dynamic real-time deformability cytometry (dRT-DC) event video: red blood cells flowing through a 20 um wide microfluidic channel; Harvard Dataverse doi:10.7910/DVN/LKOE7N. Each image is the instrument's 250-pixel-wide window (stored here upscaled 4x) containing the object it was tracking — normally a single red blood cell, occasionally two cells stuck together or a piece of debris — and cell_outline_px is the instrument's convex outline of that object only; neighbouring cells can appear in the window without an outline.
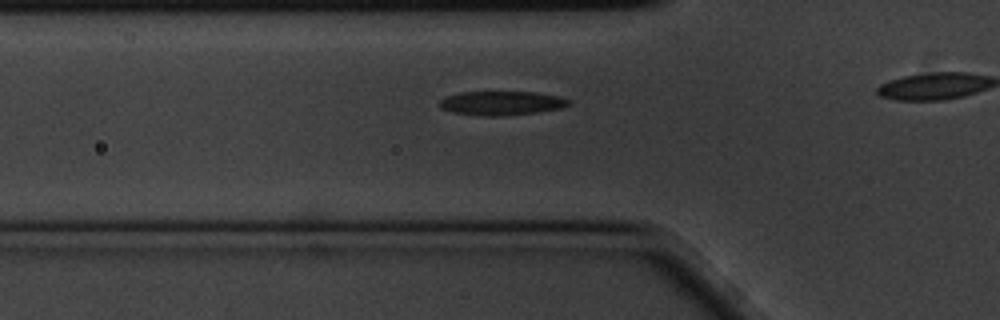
{"species": "common noctule bat (a hibernating species)", "species_latin": "Nyctalus noctula", "temperature_condition": "cold", "stored_images_in_passage": 17, "camera_frame_rate_fps": 3000, "um_per_image_px": 0.085, "animal": {"sex": "male", "body_mass_g": 20.1, "forearm_length_mm": 53.5}, "frame": {"image": 1, "passage_image": 12, "time_ms": 3.667, "image_size_px": [1000, 320], "cell_outline_px": [[572, 104], [560, 108], [536, 112], [496, 116], [484, 116], [452, 112], [440, 108], [436, 104], [444, 96], [460, 92], [536, 92], [560, 96], [572, 100]], "centroid_in_image_um": [42.61, 8.75], "position_along_channel_um": 83.2, "area_um2": 18.26}}
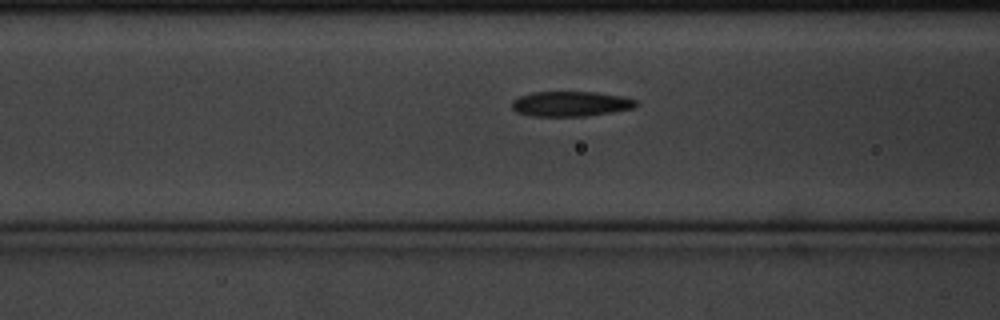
{"frame": {"image": 2, "passage_image": 15, "time_ms": 4.667, "image_size_px": [1000, 320], "cell_outline_px": [[640, 104], [636, 108], [612, 112], [584, 116], [532, 116], [516, 112], [512, 108], [512, 100], [520, 96], [532, 92], [596, 92], [620, 96], [636, 100]], "centroid_in_image_um": [48.52, 8.83], "position_along_channel_um": 118.1, "area_um2": 18.21}}